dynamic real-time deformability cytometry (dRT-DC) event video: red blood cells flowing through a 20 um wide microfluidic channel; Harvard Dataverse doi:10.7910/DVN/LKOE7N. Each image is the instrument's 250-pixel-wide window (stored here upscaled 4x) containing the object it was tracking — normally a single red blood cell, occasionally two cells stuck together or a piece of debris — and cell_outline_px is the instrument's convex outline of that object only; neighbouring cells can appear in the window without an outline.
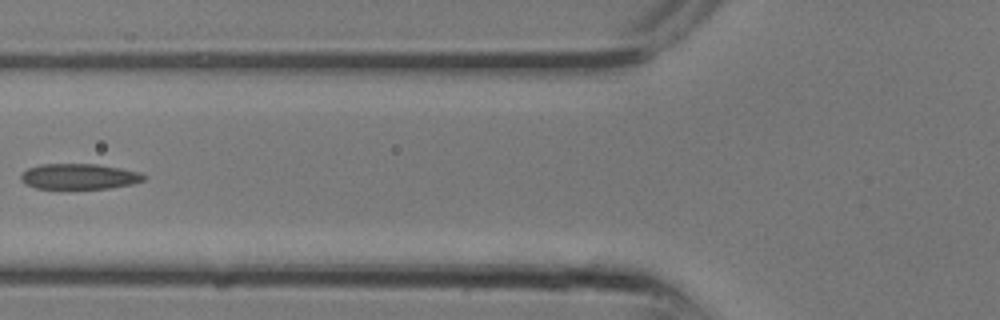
{"species": "common noctule bat (a hibernating species)", "species_latin": "Nyctalus noctula", "temperature_condition": "room temperature", "stored_images_in_passage": 14, "camera_frame_rate_fps": 3000, "um_per_image_px": 0.085, "animal": {"sex": "male", "body_mass_g": 13.3}, "frame": {"image": 1, "passage_image": 10, "time_ms": 3.0, "image_size_px": [1000, 320], "cell_outline_px": [[148, 176], [144, 180], [132, 184], [108, 188], [36, 188], [24, 184], [20, 180], [20, 176], [28, 168], [40, 164], [96, 164], [120, 168], [140, 172]], "centroid_in_image_um": [6.73, 14.99], "position_along_channel_um": 119.1, "area_um2": 18.26}}
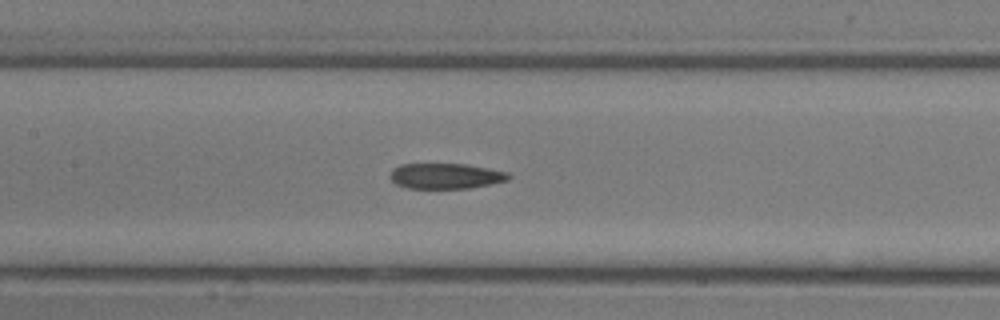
{"frame": {"image": 2, "passage_image": 12, "time_ms": 3.667, "image_size_px": [1000, 320], "cell_outline_px": [[512, 176], [508, 180], [492, 184], [468, 188], [408, 188], [396, 184], [388, 176], [392, 168], [400, 164], [464, 164], [488, 168], [508, 172]], "centroid_in_image_um": [37.87, 14.96], "position_along_channel_um": 169.5, "area_um2": 17.69}}
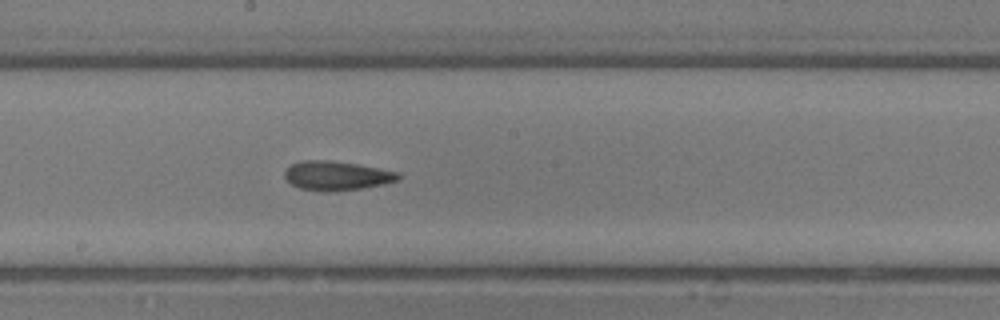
{"frame": {"image": 3, "passage_image": 14, "time_ms": 4.333, "image_size_px": [1000, 320], "cell_outline_px": [[400, 180], [384, 184], [360, 188], [328, 192], [320, 192], [300, 188], [292, 184], [284, 176], [284, 172], [292, 164], [304, 160], [328, 160], [356, 164], [400, 172]], "centroid_in_image_um": [28.63, 14.94], "position_along_channel_um": 219.6, "area_um2": 19.25}}